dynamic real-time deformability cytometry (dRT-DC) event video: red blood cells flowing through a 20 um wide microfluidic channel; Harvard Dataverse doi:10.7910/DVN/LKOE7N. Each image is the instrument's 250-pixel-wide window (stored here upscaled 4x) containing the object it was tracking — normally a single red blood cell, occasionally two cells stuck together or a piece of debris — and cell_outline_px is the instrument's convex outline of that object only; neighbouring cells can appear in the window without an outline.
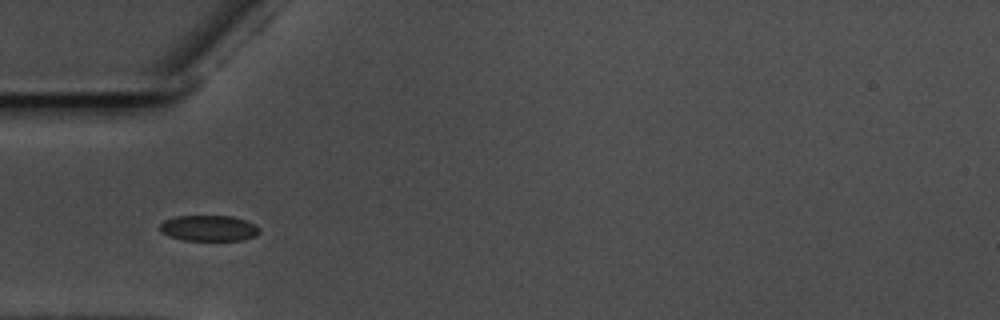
{"species": "common noctule bat (a hibernating species)", "species_latin": "Nyctalus noctula", "temperature_condition": "warm", "stored_images_in_passage": 16, "camera_frame_rate_fps": 3000, "um_per_image_px": 0.085, "animal": {"sex": "male", "body_mass_g": 17.5, "forearm_length_mm": 52.3}, "frame": {"image": 1, "passage_image": 5, "time_ms": 1.333, "image_size_px": [1000, 320], "cell_outline_px": [[260, 232], [256, 236], [244, 240], [184, 240], [168, 236], [160, 232], [160, 224], [164, 220], [176, 216], [232, 216], [256, 224], [260, 228]], "centroid_in_image_um": [17.76, 19.4], "position_along_channel_um": 67.2, "area_um2": 15.09}}
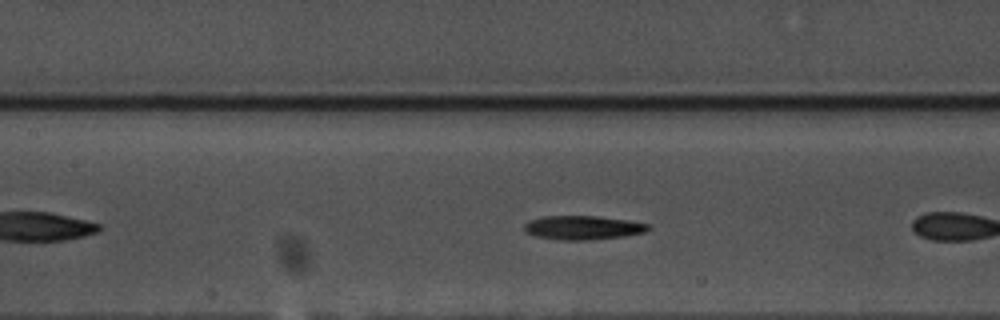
{"frame": {"image": 2, "passage_image": 10, "time_ms": 3.0, "image_size_px": [1000, 320], "cell_outline_px": [[648, 228], [644, 232], [624, 236], [588, 240], [556, 240], [532, 236], [524, 232], [524, 224], [528, 220], [544, 216], [596, 216], [628, 220], [648, 224]], "centroid_in_image_um": [49.44, 19.35], "position_along_channel_um": 158.0, "area_um2": 17.4}}